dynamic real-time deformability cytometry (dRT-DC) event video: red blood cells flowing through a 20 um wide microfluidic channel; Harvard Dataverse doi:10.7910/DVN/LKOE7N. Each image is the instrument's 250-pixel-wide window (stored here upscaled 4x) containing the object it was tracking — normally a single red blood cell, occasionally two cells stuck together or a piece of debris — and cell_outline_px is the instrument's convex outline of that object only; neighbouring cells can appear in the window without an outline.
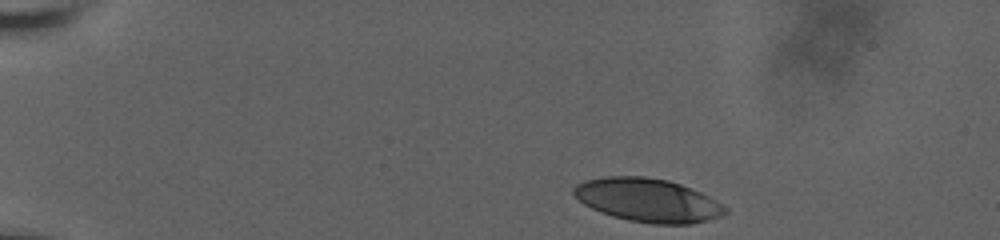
{"species": "human", "species_latin": "Homo sapiens", "temperature_condition": "room temperature", "stored_images_in_passage": 41, "camera_frame_rate_fps": 3000, "um_per_image_px": 0.085, "donor": {"sex": "male"}, "frame": {"image": 1, "passage_image": 1, "time_ms": 0.0, "image_size_px": [1000, 240], "cell_outline_px": [[728, 212], [720, 216], [708, 220], [692, 224], [652, 224], [628, 220], [612, 216], [600, 212], [584, 204], [572, 192], [572, 188], [576, 184], [584, 180], [604, 176], [644, 176], [668, 180], [680, 184], [700, 192], [716, 200], [728, 208]], "centroid_in_image_um": [55.06, 17.01], "position_along_channel_um": 29.9, "area_um2": 38.49}}
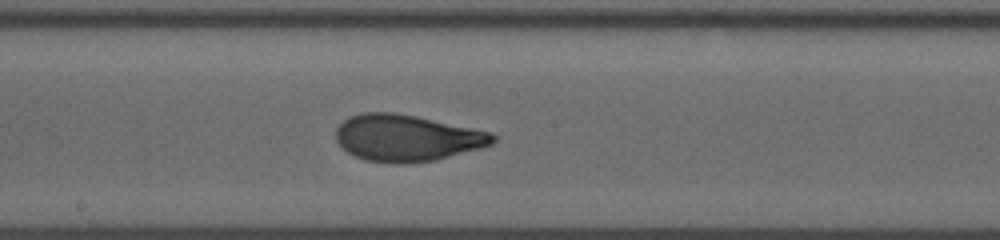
{"frame": {"image": 2, "passage_image": 24, "time_ms": 7.667, "image_size_px": [1000, 240], "cell_outline_px": [[496, 140], [492, 144], [480, 148], [436, 160], [400, 164], [396, 164], [364, 160], [348, 152], [336, 140], [336, 128], [344, 120], [352, 116], [364, 112], [396, 112], [416, 116], [492, 132], [496, 136]], "centroid_in_image_um": [34.59, 11.72], "position_along_channel_um": 213.6, "area_um2": 42.54}}
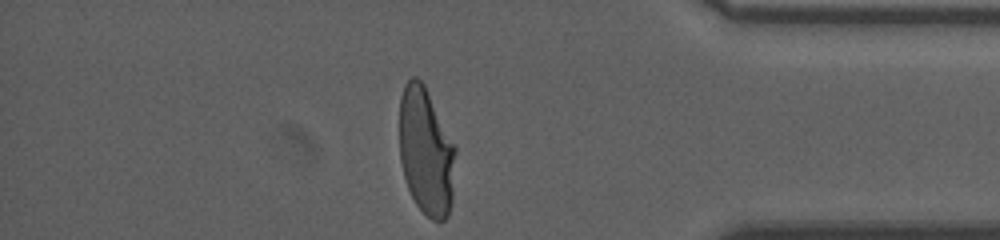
{"frame": {"image": 3, "passage_image": 41, "time_ms": 13.333, "image_size_px": [1000, 240], "cell_outline_px": [[456, 152], [452, 200], [448, 216], [444, 220], [432, 220], [416, 204], [408, 188], [404, 176], [400, 160], [400, 96], [404, 84], [412, 76], [416, 76], [424, 84], [456, 148]], "centroid_in_image_um": [36.21, 12.87], "position_along_channel_um": 399.0, "area_um2": 41.56}, "authors_computed_cell_mechanics": {"area_um2": 41.8472, "velocity_mm_per_s": 3.6606, "shape_relaxation_time_tau1_ms": 5.6187, "shape_relaxation_time_tau2_ms": 0.866, "deformation_change_tau1": 0.2511, "deformation_change_tau2": 0.0729}}